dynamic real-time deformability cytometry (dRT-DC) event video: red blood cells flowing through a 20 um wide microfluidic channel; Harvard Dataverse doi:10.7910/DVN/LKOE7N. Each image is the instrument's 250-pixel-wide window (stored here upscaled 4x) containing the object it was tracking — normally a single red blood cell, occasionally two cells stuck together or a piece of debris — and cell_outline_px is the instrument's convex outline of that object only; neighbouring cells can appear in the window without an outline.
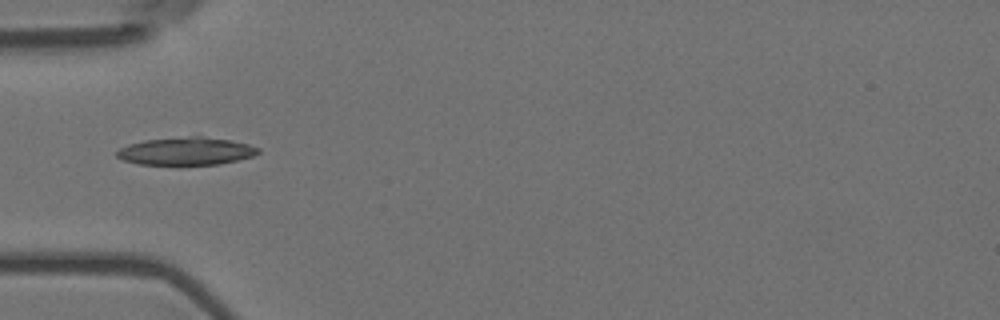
{"species": "Egyptian fruit bat (a non-hibernating species)", "species_latin": "Rousettus aegyptiacus", "temperature_condition": "room temperature", "stored_images_in_passage": 13, "camera_frame_rate_fps": 3000, "um_per_image_px": 0.085, "animal": {"sex": "female"}, "frame": {"image": 1, "passage_image": 5, "time_ms": 1.333, "image_size_px": [1000, 320], "cell_outline_px": [[260, 152], [252, 156], [220, 164], [140, 164], [124, 160], [116, 156], [116, 152], [120, 148], [128, 144], [144, 140], [188, 136], [204, 136], [232, 140], [248, 144], [260, 148]], "centroid_in_image_um": [15.83, 12.83], "position_along_channel_um": 69.2, "area_um2": 22.77}}
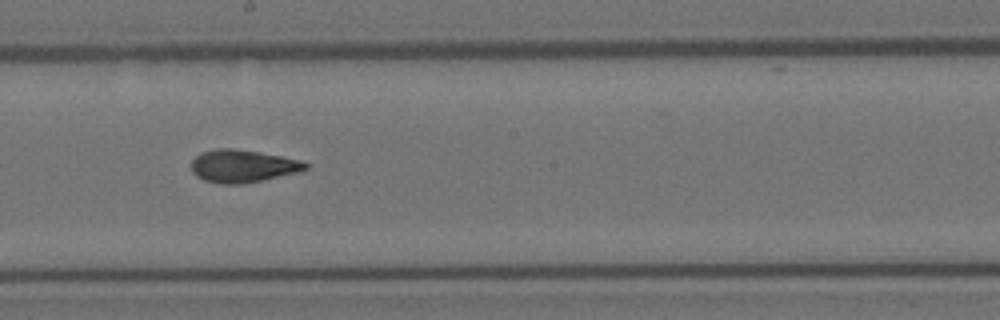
{"frame": {"image": 2, "passage_image": 9, "time_ms": 2.667, "image_size_px": [1000, 320], "cell_outline_px": [[308, 168], [300, 172], [240, 184], [220, 184], [204, 180], [196, 176], [192, 172], [192, 160], [200, 152], [216, 148], [232, 148], [260, 152], [300, 160], [308, 164]], "centroid_in_image_um": [20.61, 14.11], "position_along_channel_um": 227.6, "area_um2": 21.68}}
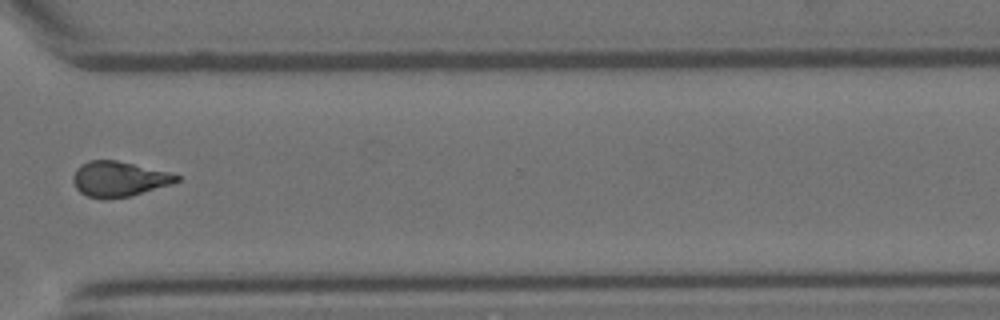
{"frame": {"image": 3, "passage_image": 12, "time_ms": 3.667, "image_size_px": [1000, 320], "cell_outline_px": [[180, 180], [172, 184], [132, 196], [88, 196], [80, 192], [76, 188], [72, 180], [72, 176], [76, 168], [80, 164], [88, 160], [116, 160], [168, 172], [180, 176]], "centroid_in_image_um": [10.1, 15.18], "position_along_channel_um": 360.5, "area_um2": 20.81}}